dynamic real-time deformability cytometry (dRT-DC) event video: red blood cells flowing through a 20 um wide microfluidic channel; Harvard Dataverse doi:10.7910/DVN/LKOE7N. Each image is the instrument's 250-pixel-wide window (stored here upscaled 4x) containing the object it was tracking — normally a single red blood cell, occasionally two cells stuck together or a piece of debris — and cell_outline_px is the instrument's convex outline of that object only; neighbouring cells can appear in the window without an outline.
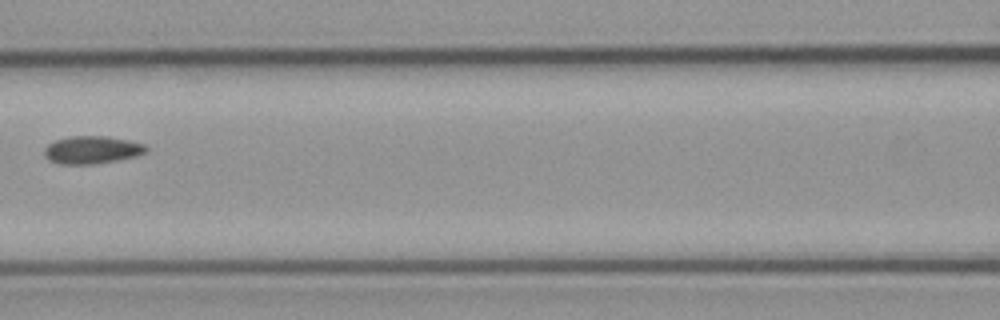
{"species": "common noctule bat (a hibernating species)", "species_latin": "Nyctalus noctula", "temperature_condition": "cold", "stored_images_in_passage": 4, "camera_frame_rate_fps": 3000, "um_per_image_px": 0.085, "animal": {"sex": "male", "body_mass_g": 23.1, "forearm_length_mm": 52.7}, "frame": {"image": 1, "passage_image": 4, "time_ms": 3.333, "image_size_px": [1000, 320], "cell_outline_px": [[148, 148], [144, 152], [136, 156], [116, 160], [92, 164], [60, 164], [48, 160], [44, 156], [44, 148], [48, 144], [56, 140], [68, 136], [108, 136], [128, 140], [144, 144]], "centroid_in_image_um": [7.77, 12.73], "position_along_channel_um": 158.8, "area_um2": 16.42}}